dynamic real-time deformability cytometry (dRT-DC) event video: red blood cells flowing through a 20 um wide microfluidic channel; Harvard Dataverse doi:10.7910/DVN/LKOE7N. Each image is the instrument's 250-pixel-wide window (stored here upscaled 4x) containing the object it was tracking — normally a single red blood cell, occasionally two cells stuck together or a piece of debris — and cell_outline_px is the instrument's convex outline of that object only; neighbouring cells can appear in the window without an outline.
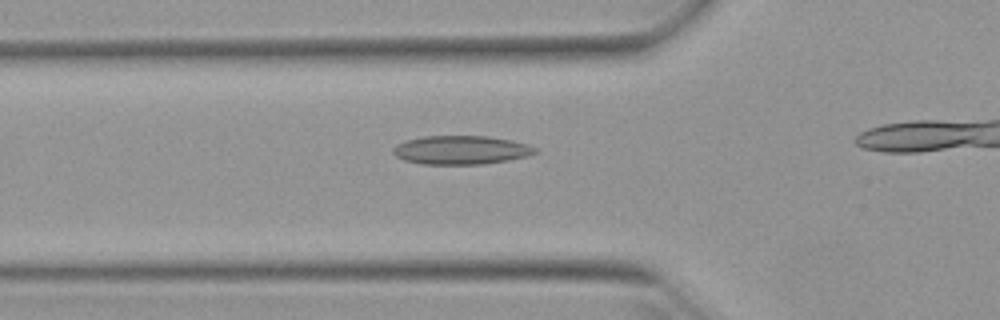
{"species": "Egyptian fruit bat (a non-hibernating species)", "species_latin": "Rousettus aegyptiacus", "temperature_condition": "warm", "stored_images_in_passage": 15, "camera_frame_rate_fps": 3000, "um_per_image_px": 0.085, "animal": {"sex": "female"}, "frame": {"image": 1, "passage_image": 7, "time_ms": 2.0, "image_size_px": [1000, 320], "cell_outline_px": [[540, 152], [528, 156], [508, 160], [484, 164], [420, 164], [404, 160], [396, 156], [392, 152], [392, 148], [396, 144], [404, 140], [424, 136], [488, 136], [512, 140], [528, 144], [536, 148]], "centroid_in_image_um": [39.19, 12.75], "position_along_channel_um": 86.6, "area_um2": 24.04}}
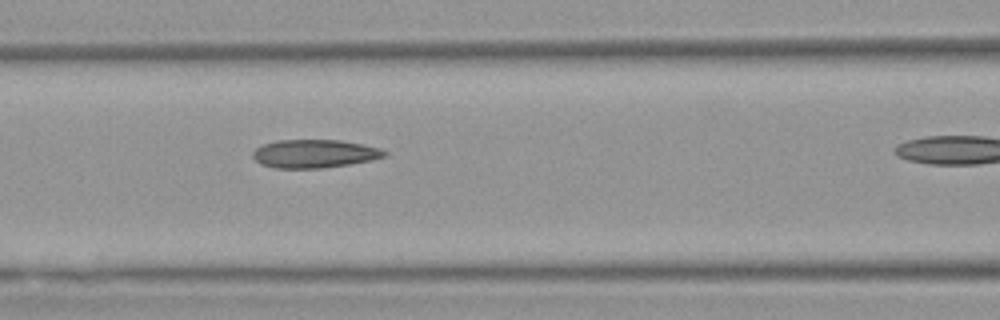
{"frame": {"image": 2, "passage_image": 11, "time_ms": 3.333, "image_size_px": [1000, 320], "cell_outline_px": [[388, 156], [372, 160], [348, 164], [320, 168], [276, 168], [260, 164], [252, 156], [252, 152], [256, 148], [264, 144], [276, 140], [340, 140], [380, 148], [388, 152]], "centroid_in_image_um": [26.73, 13.06], "position_along_channel_um": 139.9, "area_um2": 21.68}}